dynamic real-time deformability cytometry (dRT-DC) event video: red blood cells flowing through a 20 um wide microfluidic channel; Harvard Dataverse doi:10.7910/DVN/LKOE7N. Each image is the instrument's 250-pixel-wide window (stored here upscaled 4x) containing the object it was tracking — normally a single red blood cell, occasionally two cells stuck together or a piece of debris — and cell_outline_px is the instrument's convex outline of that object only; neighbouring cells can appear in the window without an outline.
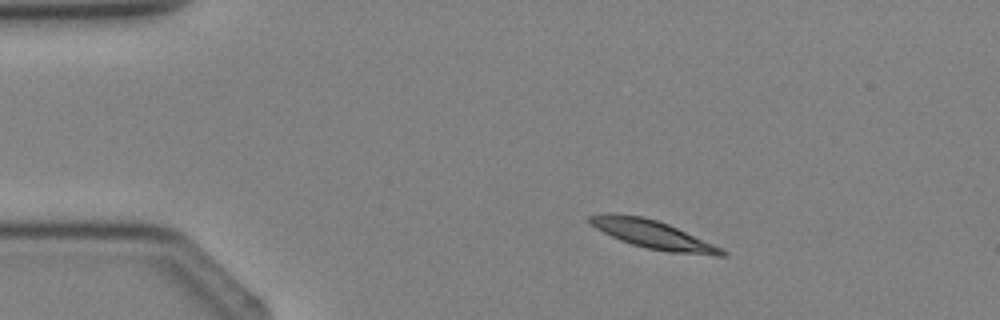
{"species": "Egyptian fruit bat (a non-hibernating species)", "species_latin": "Rousettus aegyptiacus", "temperature_condition": "cold", "stored_images_in_passage": 2, "camera_frame_rate_fps": 3000, "um_per_image_px": 0.085, "animal": {"sex": "female"}, "frame": {"image": 1, "passage_image": 1, "time_ms": 0.0, "image_size_px": [1000, 320], "cell_outline_px": [[728, 256], [716, 256], [672, 252], [648, 248], [632, 244], [620, 240], [596, 228], [588, 220], [588, 216], [604, 212], [612, 212], [640, 216], [656, 220], [668, 224], [724, 248], [728, 252]], "centroid_in_image_um": [55.53, 19.93], "position_along_channel_um": 29.5, "area_um2": 21.79}}